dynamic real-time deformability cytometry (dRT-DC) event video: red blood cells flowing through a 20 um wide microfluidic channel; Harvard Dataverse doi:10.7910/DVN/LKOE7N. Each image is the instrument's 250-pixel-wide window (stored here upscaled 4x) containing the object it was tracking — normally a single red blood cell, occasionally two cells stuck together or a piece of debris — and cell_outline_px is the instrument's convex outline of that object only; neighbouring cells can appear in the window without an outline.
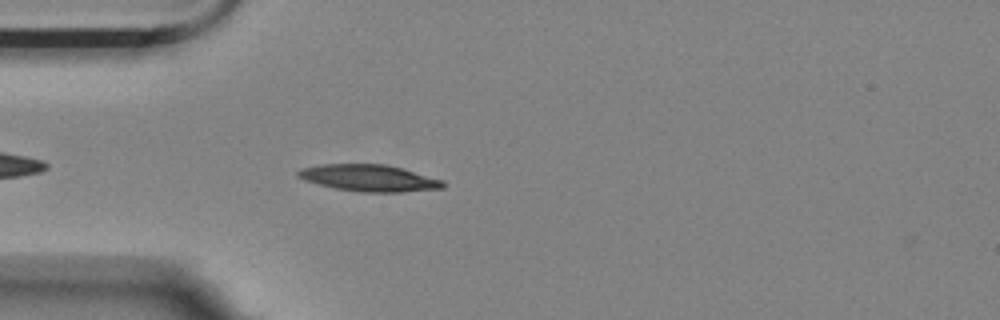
{"species": "Egyptian fruit bat (a non-hibernating species)", "species_latin": "Rousettus aegyptiacus", "temperature_condition": "room temperature", "stored_images_in_passage": 4, "camera_frame_rate_fps": 3000, "um_per_image_px": 0.085, "animal": {"sex": "female"}, "frame": {"image": 1, "passage_image": 4, "time_ms": 3.333, "image_size_px": [1000, 320], "cell_outline_px": [[444, 188], [400, 192], [356, 192], [336, 188], [304, 180], [296, 176], [296, 172], [300, 168], [320, 164], [388, 164], [404, 168], [444, 180]], "centroid_in_image_um": [31.38, 15.12], "position_along_channel_um": 53.6, "area_um2": 22.77}}